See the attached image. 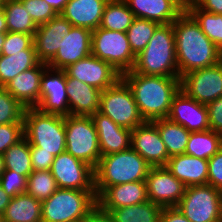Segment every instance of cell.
<instances>
[{"label":"cell","instance_id":"1","mask_svg":"<svg viewBox=\"0 0 222 222\" xmlns=\"http://www.w3.org/2000/svg\"><path fill=\"white\" fill-rule=\"evenodd\" d=\"M172 24L180 78L191 71L222 61V51L188 12H183Z\"/></svg>","mask_w":222,"mask_h":222},{"label":"cell","instance_id":"2","mask_svg":"<svg viewBox=\"0 0 222 222\" xmlns=\"http://www.w3.org/2000/svg\"><path fill=\"white\" fill-rule=\"evenodd\" d=\"M132 91L144 121L167 118L172 99L180 90V77L144 75L132 70L121 74Z\"/></svg>","mask_w":222,"mask_h":222},{"label":"cell","instance_id":"3","mask_svg":"<svg viewBox=\"0 0 222 222\" xmlns=\"http://www.w3.org/2000/svg\"><path fill=\"white\" fill-rule=\"evenodd\" d=\"M133 72L164 77H180L176 59L173 24H160L148 45L136 55Z\"/></svg>","mask_w":222,"mask_h":222},{"label":"cell","instance_id":"4","mask_svg":"<svg viewBox=\"0 0 222 222\" xmlns=\"http://www.w3.org/2000/svg\"><path fill=\"white\" fill-rule=\"evenodd\" d=\"M151 166L131 147L101 156L95 174L97 197L109 186L145 181Z\"/></svg>","mask_w":222,"mask_h":222},{"label":"cell","instance_id":"5","mask_svg":"<svg viewBox=\"0 0 222 222\" xmlns=\"http://www.w3.org/2000/svg\"><path fill=\"white\" fill-rule=\"evenodd\" d=\"M23 121L30 152H46L56 157L66 151L65 116L26 108Z\"/></svg>","mask_w":222,"mask_h":222},{"label":"cell","instance_id":"6","mask_svg":"<svg viewBox=\"0 0 222 222\" xmlns=\"http://www.w3.org/2000/svg\"><path fill=\"white\" fill-rule=\"evenodd\" d=\"M42 204V222H79L97 206L95 191L58 188Z\"/></svg>","mask_w":222,"mask_h":222},{"label":"cell","instance_id":"7","mask_svg":"<svg viewBox=\"0 0 222 222\" xmlns=\"http://www.w3.org/2000/svg\"><path fill=\"white\" fill-rule=\"evenodd\" d=\"M66 152L97 167L101 152L98 134L90 116H65Z\"/></svg>","mask_w":222,"mask_h":222},{"label":"cell","instance_id":"8","mask_svg":"<svg viewBox=\"0 0 222 222\" xmlns=\"http://www.w3.org/2000/svg\"><path fill=\"white\" fill-rule=\"evenodd\" d=\"M98 112L130 130L145 122L138 111L131 89L122 78L102 91Z\"/></svg>","mask_w":222,"mask_h":222},{"label":"cell","instance_id":"9","mask_svg":"<svg viewBox=\"0 0 222 222\" xmlns=\"http://www.w3.org/2000/svg\"><path fill=\"white\" fill-rule=\"evenodd\" d=\"M91 54L111 64L120 74L132 70L136 60L126 32L101 27L92 31Z\"/></svg>","mask_w":222,"mask_h":222},{"label":"cell","instance_id":"10","mask_svg":"<svg viewBox=\"0 0 222 222\" xmlns=\"http://www.w3.org/2000/svg\"><path fill=\"white\" fill-rule=\"evenodd\" d=\"M176 207L190 222H215L222 218V191L209 184L186 187Z\"/></svg>","mask_w":222,"mask_h":222},{"label":"cell","instance_id":"11","mask_svg":"<svg viewBox=\"0 0 222 222\" xmlns=\"http://www.w3.org/2000/svg\"><path fill=\"white\" fill-rule=\"evenodd\" d=\"M50 172L58 188L95 191L94 168L66 151L54 158Z\"/></svg>","mask_w":222,"mask_h":222},{"label":"cell","instance_id":"12","mask_svg":"<svg viewBox=\"0 0 222 222\" xmlns=\"http://www.w3.org/2000/svg\"><path fill=\"white\" fill-rule=\"evenodd\" d=\"M180 89L205 105L218 99L222 96V61L183 75L180 78Z\"/></svg>","mask_w":222,"mask_h":222},{"label":"cell","instance_id":"13","mask_svg":"<svg viewBox=\"0 0 222 222\" xmlns=\"http://www.w3.org/2000/svg\"><path fill=\"white\" fill-rule=\"evenodd\" d=\"M145 182L148 200L162 208L176 207L186 188L165 166L151 167Z\"/></svg>","mask_w":222,"mask_h":222},{"label":"cell","instance_id":"14","mask_svg":"<svg viewBox=\"0 0 222 222\" xmlns=\"http://www.w3.org/2000/svg\"><path fill=\"white\" fill-rule=\"evenodd\" d=\"M66 72L47 67L41 78L40 100L35 107L42 113L69 115Z\"/></svg>","mask_w":222,"mask_h":222},{"label":"cell","instance_id":"15","mask_svg":"<svg viewBox=\"0 0 222 222\" xmlns=\"http://www.w3.org/2000/svg\"><path fill=\"white\" fill-rule=\"evenodd\" d=\"M64 71L68 77L76 78L101 91L111 87L121 78V74L111 64L92 54L69 65Z\"/></svg>","mask_w":222,"mask_h":222},{"label":"cell","instance_id":"16","mask_svg":"<svg viewBox=\"0 0 222 222\" xmlns=\"http://www.w3.org/2000/svg\"><path fill=\"white\" fill-rule=\"evenodd\" d=\"M167 118L182 125L190 133L210 129L207 106L189 97L181 89L172 99Z\"/></svg>","mask_w":222,"mask_h":222},{"label":"cell","instance_id":"17","mask_svg":"<svg viewBox=\"0 0 222 222\" xmlns=\"http://www.w3.org/2000/svg\"><path fill=\"white\" fill-rule=\"evenodd\" d=\"M131 148L151 167L165 166L169 155L157 127L149 121L132 130Z\"/></svg>","mask_w":222,"mask_h":222},{"label":"cell","instance_id":"18","mask_svg":"<svg viewBox=\"0 0 222 222\" xmlns=\"http://www.w3.org/2000/svg\"><path fill=\"white\" fill-rule=\"evenodd\" d=\"M92 31L72 27L60 41L55 57L47 64L49 68L64 70L69 65L91 55Z\"/></svg>","mask_w":222,"mask_h":222},{"label":"cell","instance_id":"19","mask_svg":"<svg viewBox=\"0 0 222 222\" xmlns=\"http://www.w3.org/2000/svg\"><path fill=\"white\" fill-rule=\"evenodd\" d=\"M72 27V24L61 14L38 26L33 36V43L39 62L48 64L55 57L60 41Z\"/></svg>","mask_w":222,"mask_h":222},{"label":"cell","instance_id":"20","mask_svg":"<svg viewBox=\"0 0 222 222\" xmlns=\"http://www.w3.org/2000/svg\"><path fill=\"white\" fill-rule=\"evenodd\" d=\"M90 117L98 134L101 156L121 152L131 147L132 130L117 125L100 112Z\"/></svg>","mask_w":222,"mask_h":222},{"label":"cell","instance_id":"21","mask_svg":"<svg viewBox=\"0 0 222 222\" xmlns=\"http://www.w3.org/2000/svg\"><path fill=\"white\" fill-rule=\"evenodd\" d=\"M47 64L39 62L12 79L4 88L25 108H35L39 104L41 78Z\"/></svg>","mask_w":222,"mask_h":222},{"label":"cell","instance_id":"22","mask_svg":"<svg viewBox=\"0 0 222 222\" xmlns=\"http://www.w3.org/2000/svg\"><path fill=\"white\" fill-rule=\"evenodd\" d=\"M148 200L145 181L128 182L107 187L98 197L97 205L105 212L143 203Z\"/></svg>","mask_w":222,"mask_h":222},{"label":"cell","instance_id":"23","mask_svg":"<svg viewBox=\"0 0 222 222\" xmlns=\"http://www.w3.org/2000/svg\"><path fill=\"white\" fill-rule=\"evenodd\" d=\"M69 115L91 116L99 111L102 91L66 75Z\"/></svg>","mask_w":222,"mask_h":222},{"label":"cell","instance_id":"24","mask_svg":"<svg viewBox=\"0 0 222 222\" xmlns=\"http://www.w3.org/2000/svg\"><path fill=\"white\" fill-rule=\"evenodd\" d=\"M109 0H69L60 13L74 27L91 31L100 27L104 9Z\"/></svg>","mask_w":222,"mask_h":222},{"label":"cell","instance_id":"25","mask_svg":"<svg viewBox=\"0 0 222 222\" xmlns=\"http://www.w3.org/2000/svg\"><path fill=\"white\" fill-rule=\"evenodd\" d=\"M165 167L186 187L208 183V160L181 154L170 157Z\"/></svg>","mask_w":222,"mask_h":222},{"label":"cell","instance_id":"26","mask_svg":"<svg viewBox=\"0 0 222 222\" xmlns=\"http://www.w3.org/2000/svg\"><path fill=\"white\" fill-rule=\"evenodd\" d=\"M135 17L172 24L183 12L170 0H123Z\"/></svg>","mask_w":222,"mask_h":222},{"label":"cell","instance_id":"27","mask_svg":"<svg viewBox=\"0 0 222 222\" xmlns=\"http://www.w3.org/2000/svg\"><path fill=\"white\" fill-rule=\"evenodd\" d=\"M39 63L34 43L26 50L0 55V87H5L12 79Z\"/></svg>","mask_w":222,"mask_h":222},{"label":"cell","instance_id":"28","mask_svg":"<svg viewBox=\"0 0 222 222\" xmlns=\"http://www.w3.org/2000/svg\"><path fill=\"white\" fill-rule=\"evenodd\" d=\"M41 211V201L24 193L11 198L2 217L5 222H42Z\"/></svg>","mask_w":222,"mask_h":222},{"label":"cell","instance_id":"29","mask_svg":"<svg viewBox=\"0 0 222 222\" xmlns=\"http://www.w3.org/2000/svg\"><path fill=\"white\" fill-rule=\"evenodd\" d=\"M151 122L157 127L169 158L185 154L190 136V132L185 127L168 118L156 119Z\"/></svg>","mask_w":222,"mask_h":222},{"label":"cell","instance_id":"30","mask_svg":"<svg viewBox=\"0 0 222 222\" xmlns=\"http://www.w3.org/2000/svg\"><path fill=\"white\" fill-rule=\"evenodd\" d=\"M222 148V135L209 129L191 132L185 154L209 160Z\"/></svg>","mask_w":222,"mask_h":222},{"label":"cell","instance_id":"31","mask_svg":"<svg viewBox=\"0 0 222 222\" xmlns=\"http://www.w3.org/2000/svg\"><path fill=\"white\" fill-rule=\"evenodd\" d=\"M162 207L147 200L143 203L111 209L115 222H159Z\"/></svg>","mask_w":222,"mask_h":222},{"label":"cell","instance_id":"32","mask_svg":"<svg viewBox=\"0 0 222 222\" xmlns=\"http://www.w3.org/2000/svg\"><path fill=\"white\" fill-rule=\"evenodd\" d=\"M2 8L8 32H21L34 36L38 26L20 0H4Z\"/></svg>","mask_w":222,"mask_h":222},{"label":"cell","instance_id":"33","mask_svg":"<svg viewBox=\"0 0 222 222\" xmlns=\"http://www.w3.org/2000/svg\"><path fill=\"white\" fill-rule=\"evenodd\" d=\"M134 19V14L123 0H109L105 6L100 27L127 32Z\"/></svg>","mask_w":222,"mask_h":222},{"label":"cell","instance_id":"34","mask_svg":"<svg viewBox=\"0 0 222 222\" xmlns=\"http://www.w3.org/2000/svg\"><path fill=\"white\" fill-rule=\"evenodd\" d=\"M4 168L13 170L26 177L33 171L30 156V144L24 137L18 143L11 145L3 154Z\"/></svg>","mask_w":222,"mask_h":222},{"label":"cell","instance_id":"35","mask_svg":"<svg viewBox=\"0 0 222 222\" xmlns=\"http://www.w3.org/2000/svg\"><path fill=\"white\" fill-rule=\"evenodd\" d=\"M188 13L200 25L201 30L222 51V14L204 11L195 4Z\"/></svg>","mask_w":222,"mask_h":222},{"label":"cell","instance_id":"36","mask_svg":"<svg viewBox=\"0 0 222 222\" xmlns=\"http://www.w3.org/2000/svg\"><path fill=\"white\" fill-rule=\"evenodd\" d=\"M159 25L157 22L135 17L126 32L135 56L145 49Z\"/></svg>","mask_w":222,"mask_h":222},{"label":"cell","instance_id":"37","mask_svg":"<svg viewBox=\"0 0 222 222\" xmlns=\"http://www.w3.org/2000/svg\"><path fill=\"white\" fill-rule=\"evenodd\" d=\"M57 189L56 180L50 170H33L27 177L26 193L41 202L48 199Z\"/></svg>","mask_w":222,"mask_h":222},{"label":"cell","instance_id":"38","mask_svg":"<svg viewBox=\"0 0 222 222\" xmlns=\"http://www.w3.org/2000/svg\"><path fill=\"white\" fill-rule=\"evenodd\" d=\"M25 109L4 87H0V125L24 123Z\"/></svg>","mask_w":222,"mask_h":222},{"label":"cell","instance_id":"39","mask_svg":"<svg viewBox=\"0 0 222 222\" xmlns=\"http://www.w3.org/2000/svg\"><path fill=\"white\" fill-rule=\"evenodd\" d=\"M0 185L11 197L24 194L27 191V177L13 170L4 169L0 176Z\"/></svg>","mask_w":222,"mask_h":222},{"label":"cell","instance_id":"40","mask_svg":"<svg viewBox=\"0 0 222 222\" xmlns=\"http://www.w3.org/2000/svg\"><path fill=\"white\" fill-rule=\"evenodd\" d=\"M37 26L47 23L57 15L44 0H20Z\"/></svg>","mask_w":222,"mask_h":222},{"label":"cell","instance_id":"41","mask_svg":"<svg viewBox=\"0 0 222 222\" xmlns=\"http://www.w3.org/2000/svg\"><path fill=\"white\" fill-rule=\"evenodd\" d=\"M24 138V123L0 125V154Z\"/></svg>","mask_w":222,"mask_h":222},{"label":"cell","instance_id":"42","mask_svg":"<svg viewBox=\"0 0 222 222\" xmlns=\"http://www.w3.org/2000/svg\"><path fill=\"white\" fill-rule=\"evenodd\" d=\"M33 44V35L21 32H6L1 55L17 53L28 49Z\"/></svg>","mask_w":222,"mask_h":222},{"label":"cell","instance_id":"43","mask_svg":"<svg viewBox=\"0 0 222 222\" xmlns=\"http://www.w3.org/2000/svg\"><path fill=\"white\" fill-rule=\"evenodd\" d=\"M222 191V148L208 160V183Z\"/></svg>","mask_w":222,"mask_h":222},{"label":"cell","instance_id":"44","mask_svg":"<svg viewBox=\"0 0 222 222\" xmlns=\"http://www.w3.org/2000/svg\"><path fill=\"white\" fill-rule=\"evenodd\" d=\"M210 129L222 135V96L208 103Z\"/></svg>","mask_w":222,"mask_h":222},{"label":"cell","instance_id":"45","mask_svg":"<svg viewBox=\"0 0 222 222\" xmlns=\"http://www.w3.org/2000/svg\"><path fill=\"white\" fill-rule=\"evenodd\" d=\"M32 168L35 171L50 170L54 156L46 152H30Z\"/></svg>","mask_w":222,"mask_h":222},{"label":"cell","instance_id":"46","mask_svg":"<svg viewBox=\"0 0 222 222\" xmlns=\"http://www.w3.org/2000/svg\"><path fill=\"white\" fill-rule=\"evenodd\" d=\"M159 222H190L177 207L163 208Z\"/></svg>","mask_w":222,"mask_h":222},{"label":"cell","instance_id":"47","mask_svg":"<svg viewBox=\"0 0 222 222\" xmlns=\"http://www.w3.org/2000/svg\"><path fill=\"white\" fill-rule=\"evenodd\" d=\"M84 222H115L109 212L103 211L98 205L83 220Z\"/></svg>","mask_w":222,"mask_h":222},{"label":"cell","instance_id":"48","mask_svg":"<svg viewBox=\"0 0 222 222\" xmlns=\"http://www.w3.org/2000/svg\"><path fill=\"white\" fill-rule=\"evenodd\" d=\"M200 9L214 14H222V0H195Z\"/></svg>","mask_w":222,"mask_h":222},{"label":"cell","instance_id":"49","mask_svg":"<svg viewBox=\"0 0 222 222\" xmlns=\"http://www.w3.org/2000/svg\"><path fill=\"white\" fill-rule=\"evenodd\" d=\"M11 197L5 192L0 185V215L4 213L5 209L9 205Z\"/></svg>","mask_w":222,"mask_h":222},{"label":"cell","instance_id":"50","mask_svg":"<svg viewBox=\"0 0 222 222\" xmlns=\"http://www.w3.org/2000/svg\"><path fill=\"white\" fill-rule=\"evenodd\" d=\"M57 14H60L69 0H44Z\"/></svg>","mask_w":222,"mask_h":222},{"label":"cell","instance_id":"51","mask_svg":"<svg viewBox=\"0 0 222 222\" xmlns=\"http://www.w3.org/2000/svg\"><path fill=\"white\" fill-rule=\"evenodd\" d=\"M173 2L182 12H188L190 7L194 5L195 0H170Z\"/></svg>","mask_w":222,"mask_h":222},{"label":"cell","instance_id":"52","mask_svg":"<svg viewBox=\"0 0 222 222\" xmlns=\"http://www.w3.org/2000/svg\"><path fill=\"white\" fill-rule=\"evenodd\" d=\"M0 32H8L5 13L3 8H0Z\"/></svg>","mask_w":222,"mask_h":222},{"label":"cell","instance_id":"53","mask_svg":"<svg viewBox=\"0 0 222 222\" xmlns=\"http://www.w3.org/2000/svg\"><path fill=\"white\" fill-rule=\"evenodd\" d=\"M6 32H0V55L3 48V43L5 42Z\"/></svg>","mask_w":222,"mask_h":222},{"label":"cell","instance_id":"54","mask_svg":"<svg viewBox=\"0 0 222 222\" xmlns=\"http://www.w3.org/2000/svg\"><path fill=\"white\" fill-rule=\"evenodd\" d=\"M4 157L2 154H0V176L2 175V173L4 172Z\"/></svg>","mask_w":222,"mask_h":222},{"label":"cell","instance_id":"55","mask_svg":"<svg viewBox=\"0 0 222 222\" xmlns=\"http://www.w3.org/2000/svg\"><path fill=\"white\" fill-rule=\"evenodd\" d=\"M4 0H0V8L3 6Z\"/></svg>","mask_w":222,"mask_h":222},{"label":"cell","instance_id":"56","mask_svg":"<svg viewBox=\"0 0 222 222\" xmlns=\"http://www.w3.org/2000/svg\"><path fill=\"white\" fill-rule=\"evenodd\" d=\"M0 222H5L1 215H0Z\"/></svg>","mask_w":222,"mask_h":222},{"label":"cell","instance_id":"57","mask_svg":"<svg viewBox=\"0 0 222 222\" xmlns=\"http://www.w3.org/2000/svg\"><path fill=\"white\" fill-rule=\"evenodd\" d=\"M215 222H222V218H221V219H219V220H217V221H215Z\"/></svg>","mask_w":222,"mask_h":222}]
</instances>
